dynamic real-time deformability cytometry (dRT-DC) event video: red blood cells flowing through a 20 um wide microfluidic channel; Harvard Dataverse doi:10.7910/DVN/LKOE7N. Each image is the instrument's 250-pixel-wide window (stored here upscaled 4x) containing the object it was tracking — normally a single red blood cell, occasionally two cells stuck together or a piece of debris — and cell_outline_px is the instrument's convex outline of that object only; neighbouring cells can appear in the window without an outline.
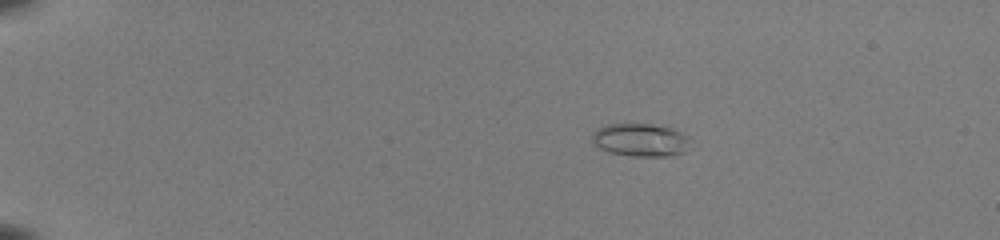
{"species": "common noctule bat (a hibernating species)", "species_latin": "Nyctalus noctula", "temperature_condition": "room temperature", "stored_images_in_passage": 53, "camera_frame_rate_fps": 3000, "um_per_image_px": 0.085, "animal": {"sex": "female", "body_mass_g": 22.0, "forearm_length_mm": 56.7}, "frame": {"image": 1, "passage_image": 11, "time_ms": 3.333, "image_size_px": [1000, 240], "cell_outline_px": [[688, 136], [684, 152], [668, 156], [632, 156], [608, 152], [600, 148], [592, 140], [592, 132], [596, 128], [604, 124], [652, 124], [672, 128]], "centroid_in_image_um": [54.37, 11.88], "position_along_channel_um": 30.6, "area_um2": 18.73}}
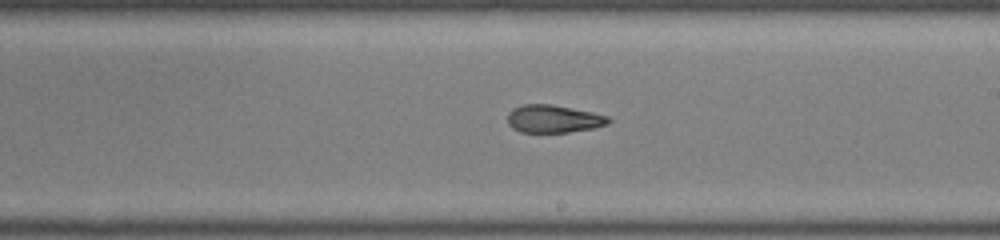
{"frame": {"image": 2, "passage_image": 34, "time_ms": 11.0, "image_size_px": [1000, 240], "cell_outline_px": [[612, 120], [608, 124], [596, 128], [568, 132], [520, 132], [512, 128], [508, 124], [508, 112], [512, 108], [524, 104], [552, 104], [592, 112], [608, 116]], "centroid_in_image_um": [47.05, 10.1], "position_along_channel_um": 241.9, "area_um2": 16.47}}
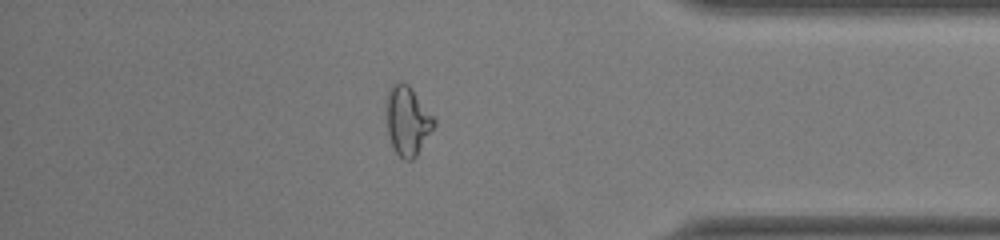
{"frame": {"image": 3, "passage_image": 47, "time_ms": 15.333, "image_size_px": [1000, 240], "cell_outline_px": [[436, 124], [416, 156], [412, 160], [404, 160], [396, 152], [392, 144], [388, 132], [388, 92], [392, 84], [396, 80], [400, 80], [408, 84], [436, 120]], "centroid_in_image_um": [34.66, 10.25], "position_along_channel_um": 400.5, "area_um2": 18.73}, "authors_computed_cell_mechanics": {"area_um2": 18.0336, "velocity_mm_per_s": 4.0171, "shape_relaxation_time_tau1_ms": null, "shape_relaxation_time_tau2_ms": 0.6589, "deformation_change_tau1": null, "deformation_change_tau2": 0.06}}